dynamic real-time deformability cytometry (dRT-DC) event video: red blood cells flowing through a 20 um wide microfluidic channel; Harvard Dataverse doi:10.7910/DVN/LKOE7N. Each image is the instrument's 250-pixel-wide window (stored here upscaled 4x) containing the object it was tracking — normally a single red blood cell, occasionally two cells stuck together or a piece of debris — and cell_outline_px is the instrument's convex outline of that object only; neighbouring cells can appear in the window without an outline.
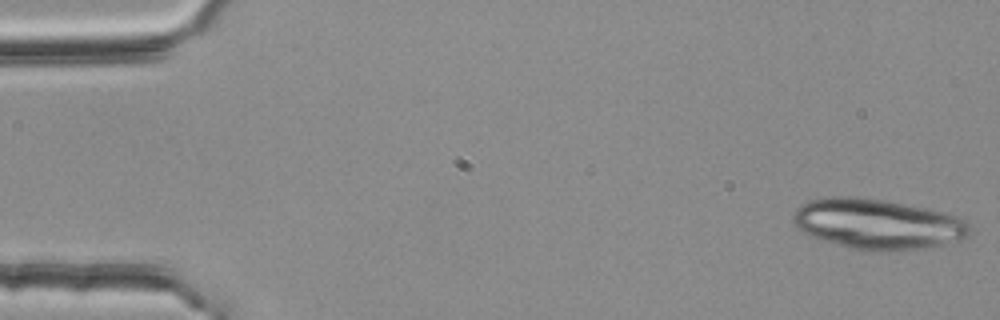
{"species": "common noctule bat (a hibernating species)", "species_latin": "Nyctalus noctula", "temperature_condition": "room temperature", "stored_images_in_passage": 19, "camera_frame_rate_fps": 3000, "um_per_image_px": 0.085, "animal": {"sex": "female", "body_mass_g": 25.1}, "frame": {"image": 1, "passage_image": 1, "time_ms": 0.0, "image_size_px": [1000, 320], "cell_outline_px": [[972, 232], [964, 240], [928, 248], [892, 252], [868, 252], [836, 244], [808, 236], [792, 220], [792, 216], [796, 208], [800, 204], [808, 200], [828, 196], [856, 196], [888, 200], [928, 208], [956, 216], [964, 220], [968, 224]], "centroid_in_image_um": [74.61, 19.05], "position_along_channel_um": 10.4, "area_um2": 52.83}}